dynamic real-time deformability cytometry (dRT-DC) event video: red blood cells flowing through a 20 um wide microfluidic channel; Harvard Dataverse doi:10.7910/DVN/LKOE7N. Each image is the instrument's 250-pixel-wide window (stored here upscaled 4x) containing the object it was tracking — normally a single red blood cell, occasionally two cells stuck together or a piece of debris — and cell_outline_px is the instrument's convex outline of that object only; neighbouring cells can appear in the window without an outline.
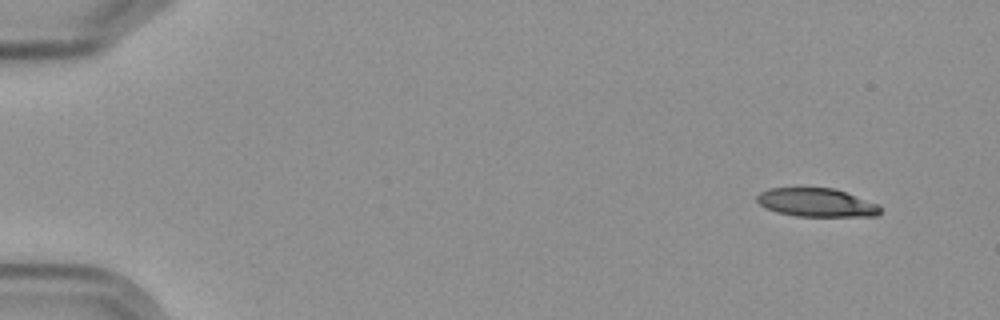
{"species": "Egyptian fruit bat (a non-hibernating species)", "species_latin": "Rousettus aegyptiacus", "temperature_condition": "cold", "stored_images_in_passage": 6, "camera_frame_rate_fps": 3000, "um_per_image_px": 0.085, "frame": {"image": 1, "passage_image": 1, "time_ms": 0.0, "image_size_px": [1000, 320], "cell_outline_px": [[880, 212], [876, 216], [796, 216], [776, 212], [764, 208], [756, 200], [756, 196], [760, 192], [768, 188], [832, 188], [880, 204]], "centroid_in_image_um": [69.37, 17.22], "position_along_channel_um": 15.6, "area_um2": 20.46}}
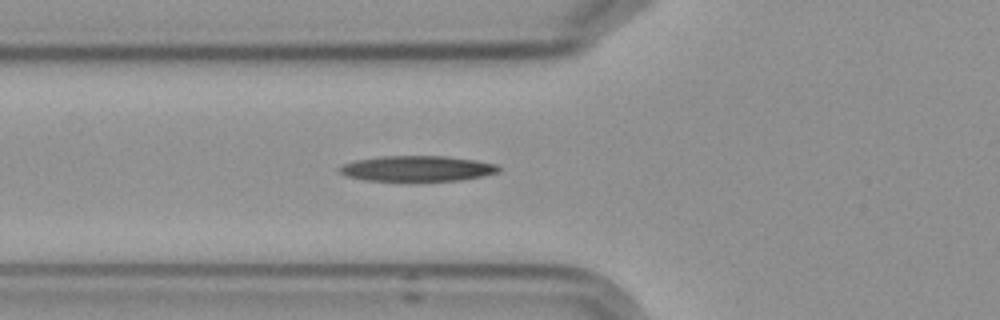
{"frame": {"image": 2, "passage_image": 6, "time_ms": 5.667, "image_size_px": [1000, 320], "cell_outline_px": [[500, 172], [484, 176], [460, 180], [364, 180], [344, 176], [336, 168], [344, 164], [356, 160], [384, 156], [444, 156], [476, 160], [496, 164], [500, 168]], "centroid_in_image_um": [35.46, 14.32], "position_along_channel_um": 90.3, "area_um2": 23.52}}